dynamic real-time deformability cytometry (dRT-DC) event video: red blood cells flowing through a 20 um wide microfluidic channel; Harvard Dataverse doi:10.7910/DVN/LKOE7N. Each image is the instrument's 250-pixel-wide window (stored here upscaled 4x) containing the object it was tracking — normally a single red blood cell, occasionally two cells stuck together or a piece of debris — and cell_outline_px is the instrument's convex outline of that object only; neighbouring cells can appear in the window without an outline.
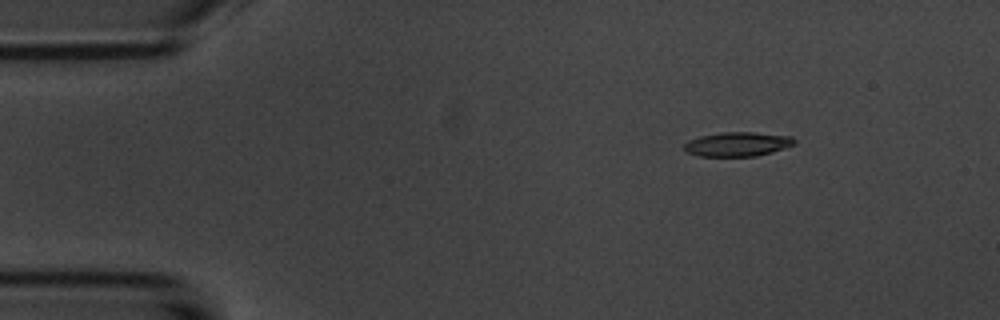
{"species": "common noctule bat (a hibernating species)", "species_latin": "Nyctalus noctula", "temperature_condition": "room temperature", "stored_images_in_passage": 4, "camera_frame_rate_fps": 3000, "um_per_image_px": 0.085, "animal": {"sex": "male", "body_mass_g": 20.1, "forearm_length_mm": 53.5}, "frame": {"image": 1, "passage_image": 1, "time_ms": 0.0, "image_size_px": [1000, 320], "cell_outline_px": [[796, 144], [772, 152], [756, 156], [700, 156], [684, 152], [684, 144], [688, 140], [700, 136], [724, 132], [756, 132], [792, 136], [796, 140]], "centroid_in_image_um": [62.7, 12.25], "position_along_channel_um": 22.3, "area_um2": 15.72}}